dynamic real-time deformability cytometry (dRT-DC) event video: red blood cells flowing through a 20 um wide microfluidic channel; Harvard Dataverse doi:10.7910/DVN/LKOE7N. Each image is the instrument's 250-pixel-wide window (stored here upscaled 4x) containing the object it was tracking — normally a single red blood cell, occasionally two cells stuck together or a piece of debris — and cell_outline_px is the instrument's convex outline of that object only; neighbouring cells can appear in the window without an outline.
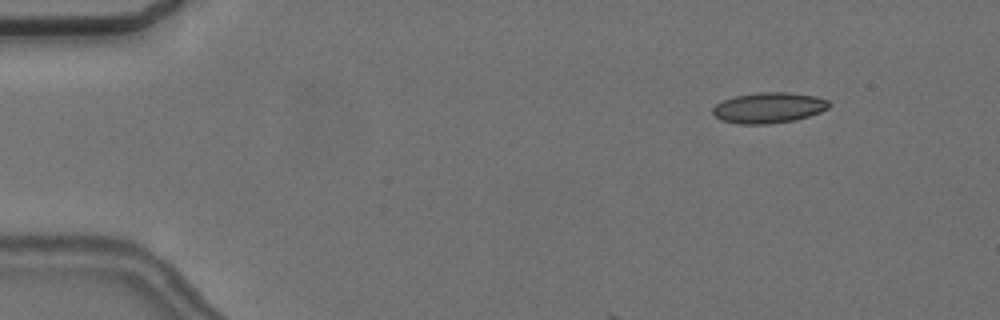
{"species": "common noctule bat (a hibernating species)", "species_latin": "Nyctalus noctula", "temperature_condition": "cold", "stored_images_in_passage": 13, "camera_frame_rate_fps": 3000, "um_per_image_px": 0.085, "animal": {"sex": "female", "body_mass_g": 24.6, "forearm_length_mm": 56.2}, "frame": {"image": 1, "passage_image": 7, "time_ms": 2.0, "image_size_px": [1000, 320], "cell_outline_px": [[832, 104], [828, 108], [820, 112], [796, 120], [768, 124], [740, 124], [720, 120], [712, 112], [712, 108], [716, 104], [724, 100], [736, 96], [760, 92], [788, 92], [816, 96], [828, 100]], "centroid_in_image_um": [65.36, 9.16], "position_along_channel_um": 19.6, "area_um2": 20.81}}